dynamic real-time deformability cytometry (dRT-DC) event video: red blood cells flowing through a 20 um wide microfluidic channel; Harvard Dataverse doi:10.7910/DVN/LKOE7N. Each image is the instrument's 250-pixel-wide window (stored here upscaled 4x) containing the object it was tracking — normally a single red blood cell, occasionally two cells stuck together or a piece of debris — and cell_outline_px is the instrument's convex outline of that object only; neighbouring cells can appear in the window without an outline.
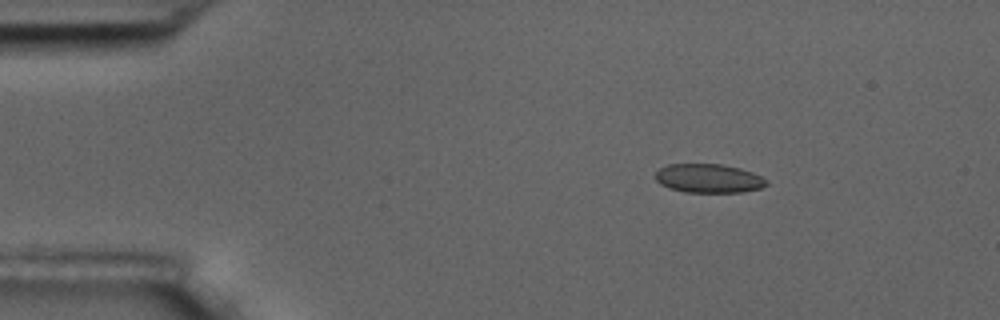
{"species": "common noctule bat (a hibernating species)", "species_latin": "Nyctalus noctula", "temperature_condition": "room temperature", "stored_images_in_passage": 5, "camera_frame_rate_fps": 3000, "um_per_image_px": 0.085, "animal": {"sex": "male", "body_mass_g": 17.5, "forearm_length_mm": 52.3}, "frame": {"image": 1, "passage_image": 3, "time_ms": 2.333, "image_size_px": [1000, 320], "cell_outline_px": [[768, 184], [760, 188], [740, 192], [684, 192], [668, 188], [660, 184], [656, 180], [656, 172], [660, 168], [668, 164], [720, 164], [740, 168], [752, 172], [768, 180]], "centroid_in_image_um": [60.22, 15.16], "position_along_channel_um": 24.8, "area_um2": 18.67}}